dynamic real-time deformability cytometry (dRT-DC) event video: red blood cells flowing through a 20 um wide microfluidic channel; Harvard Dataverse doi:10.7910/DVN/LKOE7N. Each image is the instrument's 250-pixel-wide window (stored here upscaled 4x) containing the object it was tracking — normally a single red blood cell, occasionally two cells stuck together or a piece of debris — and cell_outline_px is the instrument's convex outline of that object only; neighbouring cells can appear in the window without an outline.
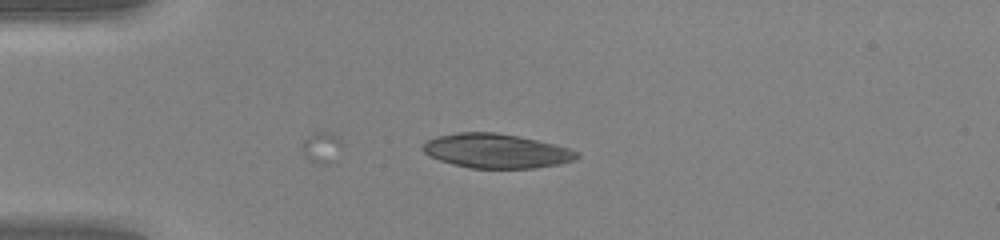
{"species": "human", "species_latin": "Homo sapiens", "temperature_condition": "warm", "stored_images_in_passage": 11, "camera_frame_rate_fps": 3000, "um_per_image_px": 0.085, "donor": {"sex": "female"}, "frame": {"image": 1, "passage_image": 1, "time_ms": 0.0, "image_size_px": [1000, 240], "cell_outline_px": [[580, 156], [576, 160], [560, 164], [532, 168], [472, 168], [452, 164], [428, 156], [420, 148], [428, 140], [436, 136], [456, 132], [496, 132], [536, 140], [568, 148], [580, 152]], "centroid_in_image_um": [42.17, 12.83], "position_along_channel_um": 42.8, "area_um2": 30.81}}